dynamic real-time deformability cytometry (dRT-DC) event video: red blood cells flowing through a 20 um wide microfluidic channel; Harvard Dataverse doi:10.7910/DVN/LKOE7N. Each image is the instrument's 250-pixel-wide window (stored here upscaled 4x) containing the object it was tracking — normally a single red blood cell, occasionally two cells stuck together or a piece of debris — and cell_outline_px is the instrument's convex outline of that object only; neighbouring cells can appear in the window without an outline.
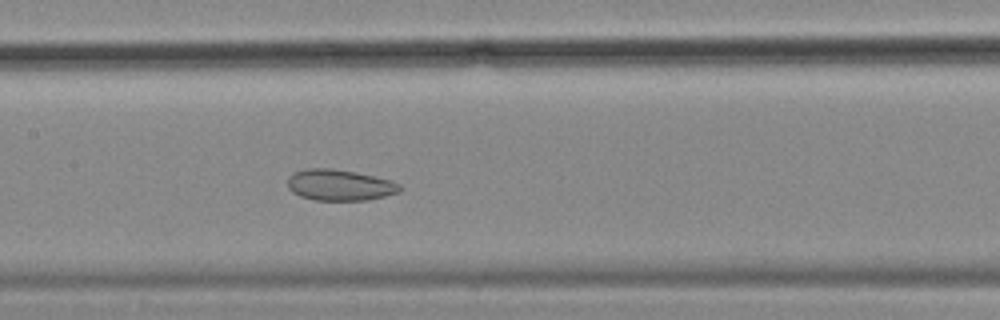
{"species": "common noctule bat (a hibernating species)", "species_latin": "Nyctalus noctula", "temperature_condition": "cold", "stored_images_in_passage": 58, "camera_frame_rate_fps": 3000, "um_per_image_px": 0.085, "animal": {"sex": "female", "body_mass_g": 18.4}, "frame": {"image": 1, "passage_image": 28, "time_ms": 9.0, "image_size_px": [1000, 320], "cell_outline_px": [[404, 188], [400, 192], [368, 200], [316, 200], [300, 196], [292, 192], [288, 188], [288, 176], [292, 172], [304, 168], [332, 168], [392, 180], [400, 184]], "centroid_in_image_um": [28.86, 15.72], "position_along_channel_um": 178.5, "area_um2": 20.46}}
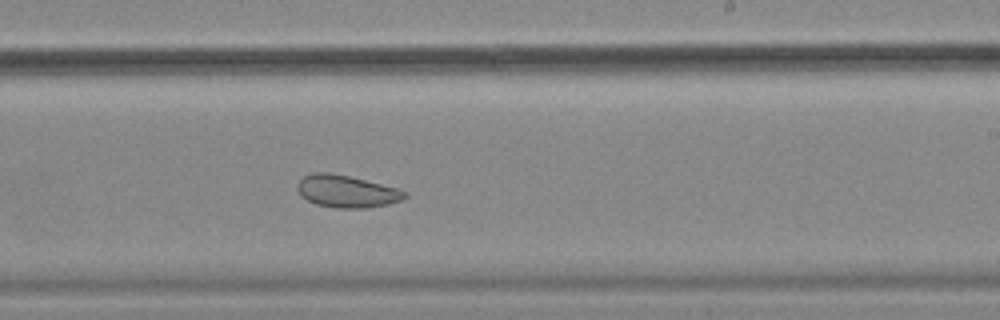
{"frame": {"image": 2, "passage_image": 35, "time_ms": 11.333, "image_size_px": [1000, 320], "cell_outline_px": [[408, 196], [400, 200], [388, 204], [364, 208], [336, 208], [316, 204], [300, 196], [296, 188], [300, 180], [304, 176], [312, 172], [328, 172], [348, 176], [396, 188], [408, 192]], "centroid_in_image_um": [29.43, 16.27], "position_along_channel_um": 259.6, "area_um2": 20.06}}
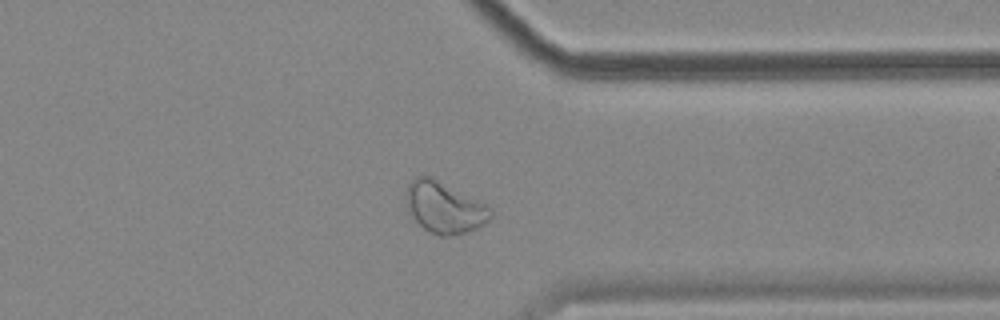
{"frame": {"image": 3, "passage_image": 45, "time_ms": 14.667, "image_size_px": [1000, 320], "cell_outline_px": [[492, 216], [484, 224], [476, 228], [464, 232], [448, 236], [440, 236], [424, 228], [408, 212], [408, 184], [416, 176], [424, 172], [432, 176], [492, 208]], "centroid_in_image_um": [37.77, 17.6], "position_along_channel_um": 373.6, "area_um2": 24.91}, "authors_computed_cell_mechanics": {"area_um2": 27.7151, "velocity_mm_per_s": 3.489, "shape_relaxation_time_tau1_ms": null, "shape_relaxation_time_tau2_ms": 2.8137, "deformation_change_tau1": null, "deformation_change_tau2": 0.0837}}